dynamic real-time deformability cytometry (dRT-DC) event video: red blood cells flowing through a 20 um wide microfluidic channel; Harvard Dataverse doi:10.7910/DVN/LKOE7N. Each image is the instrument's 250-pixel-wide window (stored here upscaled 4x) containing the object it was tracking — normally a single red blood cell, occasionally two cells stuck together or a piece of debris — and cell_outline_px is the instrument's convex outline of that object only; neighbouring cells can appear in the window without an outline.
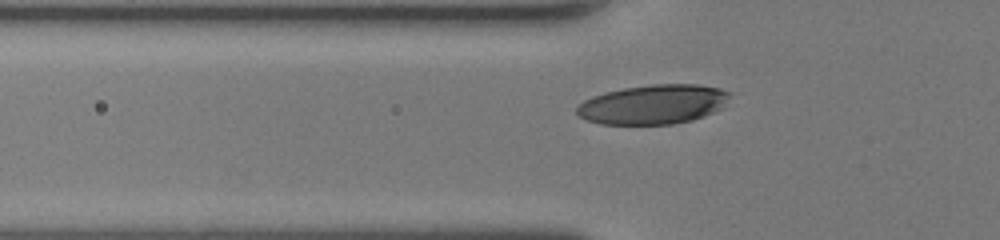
{"species": "human", "species_latin": "Homo sapiens", "temperature_condition": "room temperature", "stored_images_in_passage": 31, "camera_frame_rate_fps": 3000, "um_per_image_px": 0.085, "donor": {"sex": "female"}, "frame": {"image": 1, "passage_image": 6, "time_ms": 1.667, "image_size_px": [1000, 240], "cell_outline_px": [[732, 92], [724, 108], [704, 116], [692, 120], [672, 124], [600, 124], [588, 120], [580, 116], [576, 112], [576, 108], [584, 100], [592, 96], [604, 92], [624, 88], [652, 84], [696, 84], [720, 88]], "centroid_in_image_um": [55.57, 8.86], "position_along_channel_um": 70.2, "area_um2": 35.37}}
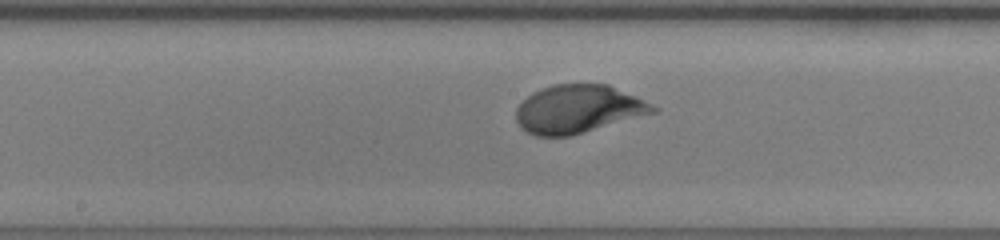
{"frame": {"image": 2, "passage_image": 15, "time_ms": 4.667, "image_size_px": [1000, 240], "cell_outline_px": [[660, 108], [656, 112], [568, 136], [536, 136], [520, 128], [516, 120], [516, 108], [532, 92], [540, 88], [552, 84], [608, 84], [652, 104]], "centroid_in_image_um": [49.11, 9.26], "position_along_channel_um": 199.1, "area_um2": 38.09}}
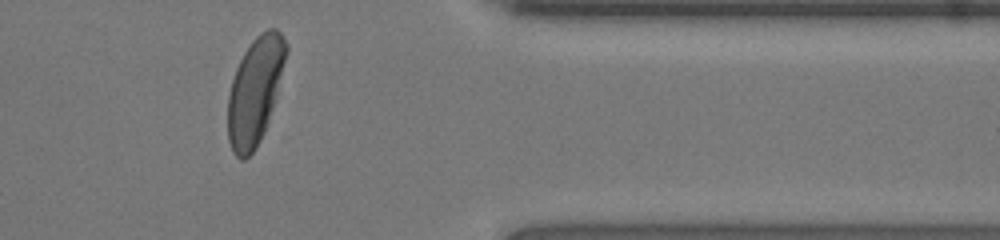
{"frame": {"image": 3, "passage_image": 29, "time_ms": 9.333, "image_size_px": [1000, 240], "cell_outline_px": [[288, 52], [276, 96], [264, 132], [256, 148], [244, 160], [240, 160], [232, 152], [228, 140], [228, 96], [232, 80], [236, 68], [244, 52], [252, 40], [260, 32], [268, 28], [276, 28], [280, 32], [288, 44]], "centroid_in_image_um": [21.68, 7.71], "position_along_channel_um": 389.7, "area_um2": 36.3}, "authors_computed_cell_mechanics": {"area_um2": 36.5874, "velocity_mm_per_s": 4.359, "shape_relaxation_time_tau1_ms": 2.944, "shape_relaxation_time_tau2_ms": null, "deformation_change_tau1": 0.1683, "deformation_change_tau2": null}}